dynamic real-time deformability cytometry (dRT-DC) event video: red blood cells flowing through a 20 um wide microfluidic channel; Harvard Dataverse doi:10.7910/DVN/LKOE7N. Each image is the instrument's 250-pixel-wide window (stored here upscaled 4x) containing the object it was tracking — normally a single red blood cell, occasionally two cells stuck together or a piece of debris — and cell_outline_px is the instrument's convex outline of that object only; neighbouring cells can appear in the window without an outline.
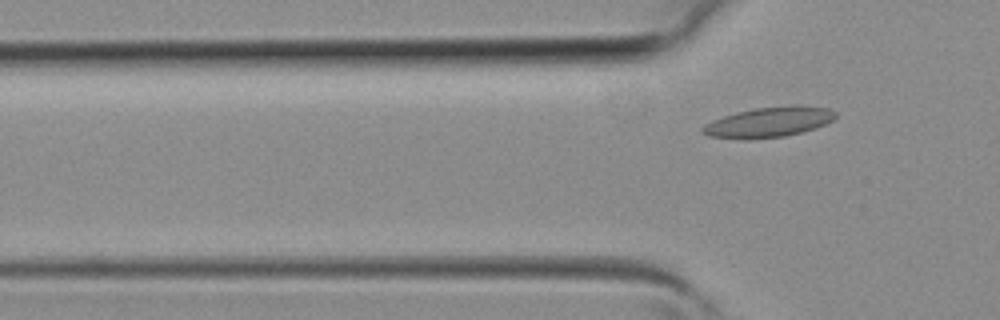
{"species": "common noctule bat (a hibernating species)", "species_latin": "Nyctalus noctula", "temperature_condition": "room temperature", "stored_images_in_passage": 2, "camera_frame_rate_fps": 3000, "um_per_image_px": 0.085, "animal": {"sex": "female", "body_mass_g": 19.3, "forearm_length_mm": 54.1}, "frame": {"image": 1, "passage_image": 2, "time_ms": 0.333, "image_size_px": [1000, 320], "cell_outline_px": [[836, 116], [832, 120], [824, 124], [800, 132], [784, 136], [708, 136], [700, 132], [700, 128], [704, 124], [712, 120], [736, 112], [756, 108], [792, 104], [796, 104], [828, 108], [836, 112]], "centroid_in_image_um": [65.39, 10.31], "position_along_channel_um": 60.4, "area_um2": 22.43}}